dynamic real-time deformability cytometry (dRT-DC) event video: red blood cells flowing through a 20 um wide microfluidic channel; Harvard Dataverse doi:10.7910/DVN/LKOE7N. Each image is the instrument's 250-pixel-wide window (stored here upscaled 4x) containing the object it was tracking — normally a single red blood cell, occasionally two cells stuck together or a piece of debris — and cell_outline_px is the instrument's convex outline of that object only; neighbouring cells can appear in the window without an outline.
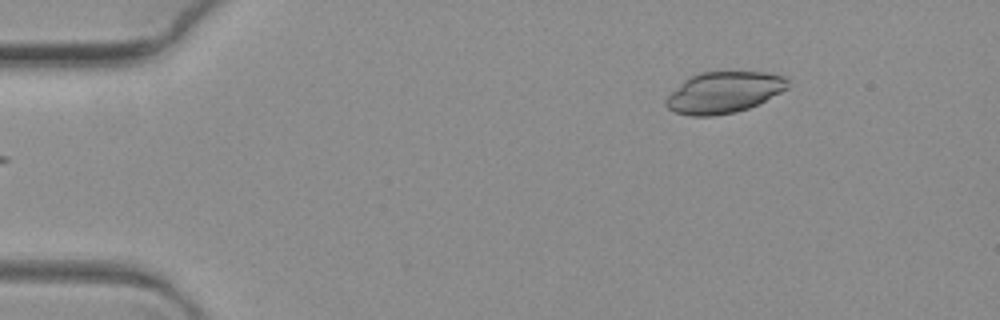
{"species": "common noctule bat (a hibernating species)", "species_latin": "Nyctalus noctula", "temperature_condition": "warm", "stored_images_in_passage": 4, "camera_frame_rate_fps": 3000, "um_per_image_px": 0.085, "animal": {"sex": "female", "body_mass_g": 19.3, "forearm_length_mm": 54.1}, "frame": {"image": 1, "passage_image": 4, "time_ms": 1.0, "image_size_px": [1000, 320], "cell_outline_px": [[788, 88], [760, 104], [736, 112], [712, 116], [692, 116], [676, 112], [668, 108], [664, 104], [664, 100], [688, 76], [700, 72], [764, 72], [788, 76]], "centroid_in_image_um": [61.55, 7.85], "position_along_channel_um": 23.4, "area_um2": 29.48}}